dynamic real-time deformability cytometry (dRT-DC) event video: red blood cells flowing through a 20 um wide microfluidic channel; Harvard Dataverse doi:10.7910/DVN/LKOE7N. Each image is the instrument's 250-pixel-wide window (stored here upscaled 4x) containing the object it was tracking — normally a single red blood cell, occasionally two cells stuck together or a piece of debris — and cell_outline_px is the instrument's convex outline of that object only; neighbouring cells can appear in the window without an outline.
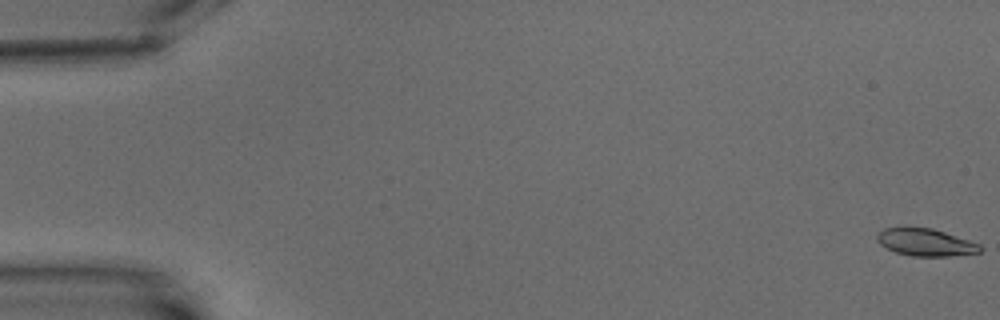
{"species": "common noctule bat (a hibernating species)", "species_latin": "Nyctalus noctula", "temperature_condition": "warm", "stored_images_in_passage": 10, "camera_frame_rate_fps": 3000, "um_per_image_px": 0.085, "animal": {"sex": "male", "body_mass_g": 15.6}, "frame": {"image": 1, "passage_image": 1, "time_ms": 0.0, "image_size_px": [1000, 320], "cell_outline_px": [[984, 248], [980, 252], [948, 256], [912, 256], [896, 252], [880, 244], [876, 240], [876, 236], [884, 228], [904, 224], [932, 228], [980, 244]], "centroid_in_image_um": [78.62, 20.55], "position_along_channel_um": 6.4, "area_um2": 16.82}}
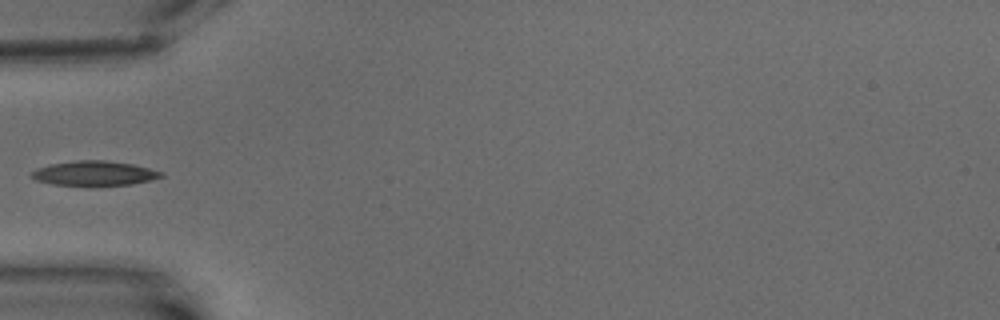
{"frame": {"image": 2, "passage_image": 7, "time_ms": 7.0, "image_size_px": [1000, 320], "cell_outline_px": [[164, 176], [132, 184], [92, 188], [52, 184], [36, 180], [28, 176], [36, 168], [52, 164], [76, 160], [104, 160], [132, 164], [164, 172]], "centroid_in_image_um": [7.98, 14.77], "position_along_channel_um": 77.0, "area_um2": 19.25}}
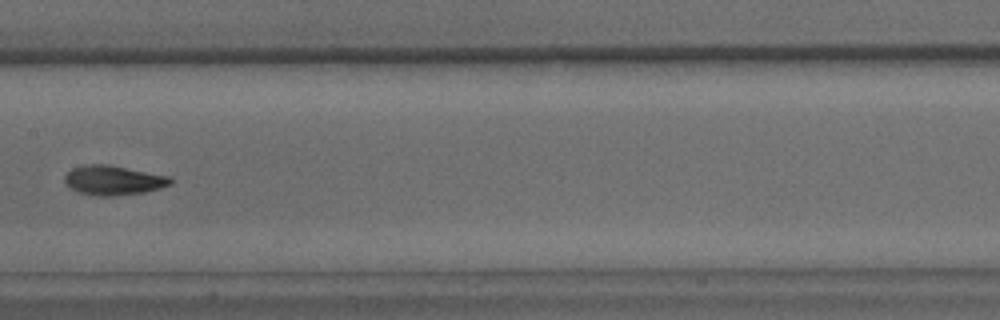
{"frame": {"image": 3, "passage_image": 10, "time_ms": 10.667, "image_size_px": [1000, 320], "cell_outline_px": [[172, 184], [160, 188], [144, 192], [112, 196], [96, 196], [76, 192], [64, 180], [64, 176], [72, 168], [88, 164], [108, 164], [168, 176], [172, 180]], "centroid_in_image_um": [9.62, 15.32], "position_along_channel_um": 197.8, "area_um2": 18.09}}